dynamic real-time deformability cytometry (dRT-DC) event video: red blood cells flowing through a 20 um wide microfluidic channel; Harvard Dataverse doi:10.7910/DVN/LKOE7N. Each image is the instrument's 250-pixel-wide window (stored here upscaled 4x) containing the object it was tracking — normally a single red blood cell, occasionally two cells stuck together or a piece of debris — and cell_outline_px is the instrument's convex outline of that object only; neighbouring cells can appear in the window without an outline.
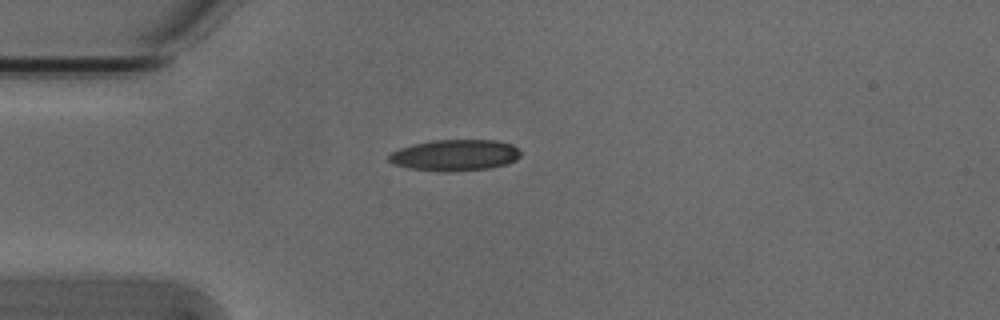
{"species": "Egyptian fruit bat (a non-hibernating species)", "species_latin": "Rousettus aegyptiacus", "temperature_condition": "cold", "stored_images_in_passage": 40, "camera_frame_rate_fps": 3000, "um_per_image_px": 0.085, "animal": {"sex": "male"}, "frame": {"image": 1, "passage_image": 1, "time_ms": 0.0, "image_size_px": [1000, 320], "cell_outline_px": [[520, 156], [516, 160], [508, 164], [488, 168], [448, 172], [444, 172], [408, 168], [392, 164], [388, 160], [388, 156], [392, 152], [400, 148], [412, 144], [432, 140], [496, 140], [512, 144], [520, 152]], "centroid_in_image_um": [38.65, 13.19], "position_along_channel_um": 46.3, "area_um2": 24.1}}
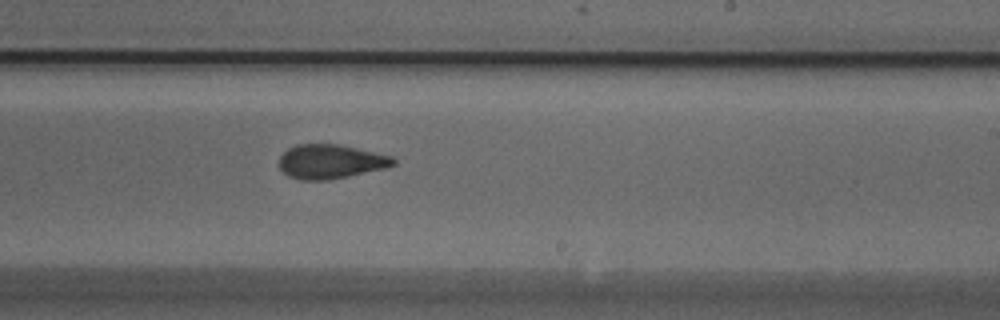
{"frame": {"image": 2, "passage_image": 19, "time_ms": 6.0, "image_size_px": [1000, 320], "cell_outline_px": [[396, 164], [384, 168], [348, 176], [328, 180], [300, 180], [288, 176], [280, 168], [280, 156], [288, 148], [296, 144], [340, 144], [392, 156], [396, 160]], "centroid_in_image_um": [28.09, 13.73], "position_along_channel_um": 260.9, "area_um2": 22.72}}
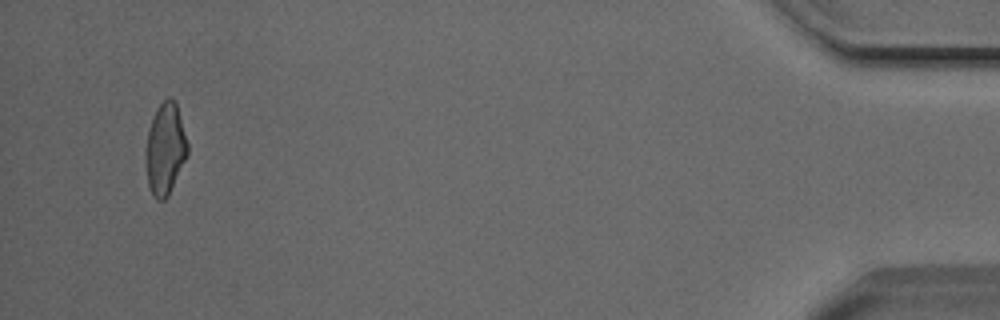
{"frame": {"image": 3, "passage_image": 38, "time_ms": 12.333, "image_size_px": [1000, 320], "cell_outline_px": [[188, 152], [168, 196], [164, 200], [156, 200], [152, 196], [148, 184], [144, 160], [144, 152], [148, 128], [152, 116], [156, 108], [168, 96], [176, 100], [188, 144]], "centroid_in_image_um": [14.01, 12.63], "position_along_channel_um": 421.2, "area_um2": 22.72}, "authors_computed_cell_mechanics": {"area_um2": 23.0044, "velocity_mm_per_s": 3.8423, "shape_relaxation_time_tau1_ms": 5.5419, "shape_relaxation_time_tau2_ms": 1.7276, "deformation_change_tau1": 0.1643, "deformation_change_tau2": 0.0858}}